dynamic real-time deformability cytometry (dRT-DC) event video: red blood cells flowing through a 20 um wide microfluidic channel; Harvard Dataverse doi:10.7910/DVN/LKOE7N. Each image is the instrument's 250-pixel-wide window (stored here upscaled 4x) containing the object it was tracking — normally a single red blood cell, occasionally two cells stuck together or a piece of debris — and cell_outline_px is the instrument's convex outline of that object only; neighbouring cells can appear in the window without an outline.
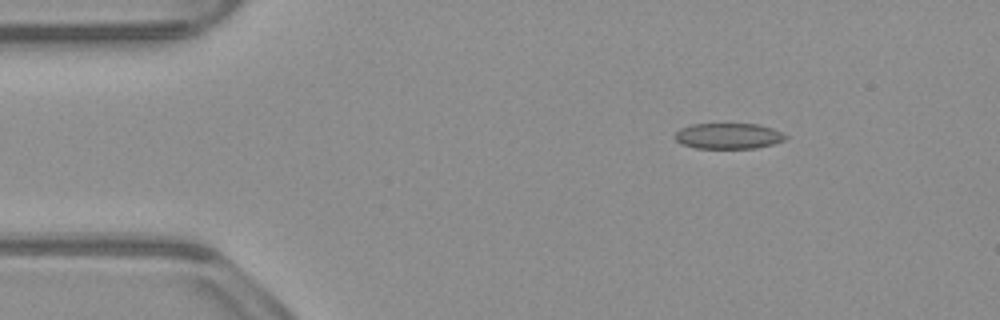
{"species": "common noctule bat (a hibernating species)", "species_latin": "Nyctalus noctula", "temperature_condition": "warm", "stored_images_in_passage": 47, "camera_frame_rate_fps": 3000, "um_per_image_px": 0.085, "animal": {"sex": "male", "body_mass_g": 23.1, "forearm_length_mm": 52.7}, "frame": {"image": 1, "passage_image": 2, "time_ms": 0.333, "image_size_px": [1000, 320], "cell_outline_px": [[788, 136], [784, 140], [772, 144], [756, 148], [696, 148], [680, 144], [672, 136], [680, 128], [692, 124], [756, 124], [772, 128]], "centroid_in_image_um": [61.86, 11.56], "position_along_channel_um": 23.1, "area_um2": 16.59}}
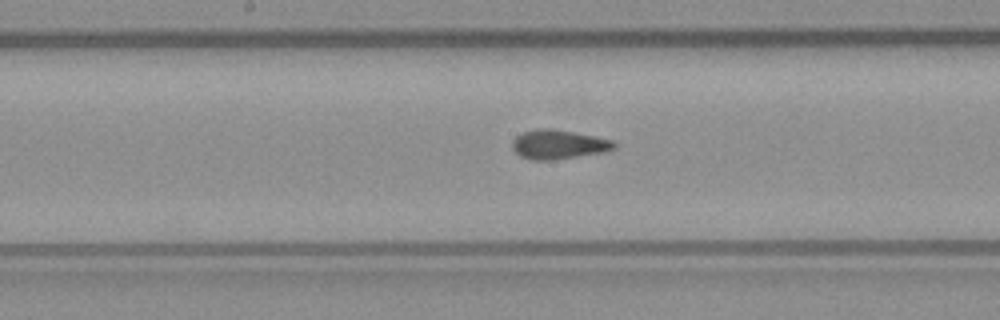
{"frame": {"image": 2, "passage_image": 21, "time_ms": 6.667, "image_size_px": [1000, 320], "cell_outline_px": [[616, 148], [604, 152], [548, 160], [532, 160], [520, 156], [512, 148], [512, 140], [520, 132], [536, 128], [552, 128], [596, 136], [612, 140], [616, 144]], "centroid_in_image_um": [47.44, 12.25], "position_along_channel_um": 200.8, "area_um2": 17.4}}
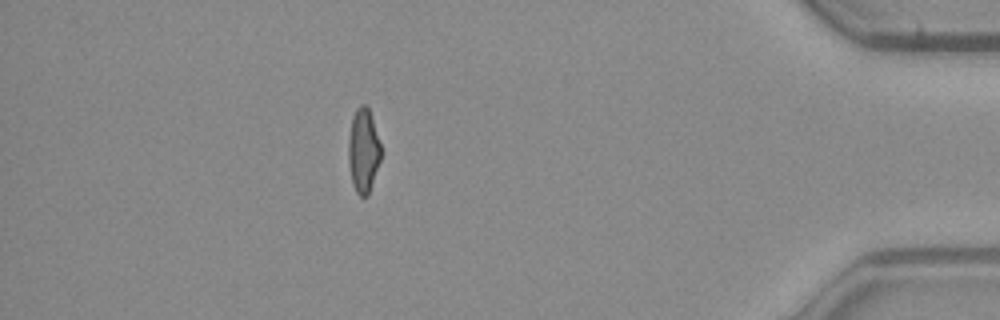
{"frame": {"image": 3, "passage_image": 41, "time_ms": 13.333, "image_size_px": [1000, 320], "cell_outline_px": [[380, 160], [368, 196], [360, 196], [356, 192], [352, 184], [348, 160], [348, 136], [352, 116], [356, 108], [360, 104], [364, 104], [368, 108], [380, 144]], "centroid_in_image_um": [30.85, 12.81], "position_along_channel_um": 404.3, "area_um2": 15.84}, "authors_computed_cell_mechanics": {"area_um2": 16.6464, "velocity_mm_per_s": 3.8699, "shape_relaxation_time_tau1_ms": null, "shape_relaxation_time_tau2_ms": 1.4679, "deformation_change_tau1": null, "deformation_change_tau2": 0.1012}}